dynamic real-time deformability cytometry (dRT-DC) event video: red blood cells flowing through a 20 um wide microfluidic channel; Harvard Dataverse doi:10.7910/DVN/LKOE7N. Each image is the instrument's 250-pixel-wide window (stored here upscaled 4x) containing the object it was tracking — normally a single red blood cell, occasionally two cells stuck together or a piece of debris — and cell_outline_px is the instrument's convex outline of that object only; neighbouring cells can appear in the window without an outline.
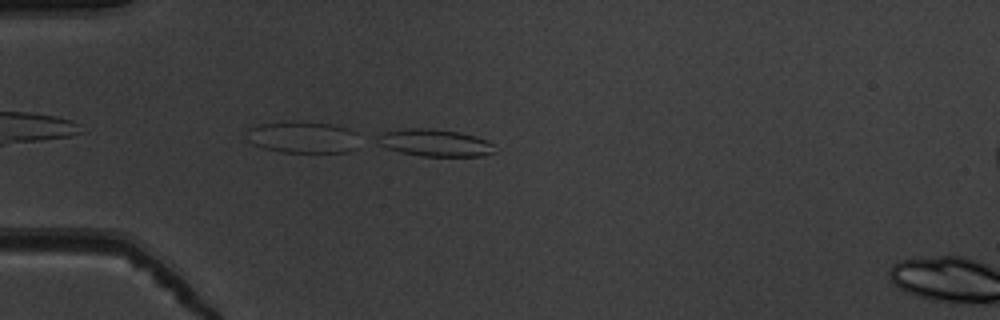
{"species": "common noctule bat (a hibernating species)", "species_latin": "Nyctalus noctula", "temperature_condition": "warm", "stored_images_in_passage": 2, "camera_frame_rate_fps": 3000, "um_per_image_px": 0.085, "animal": {"sex": "male", "body_mass_g": 19.5, "forearm_length_mm": 54.6}, "frame": {"image": 1, "passage_image": 2, "time_ms": 0.333, "image_size_px": [1000, 320], "cell_outline_px": [[496, 152], [484, 156], [420, 156], [400, 152], [376, 144], [376, 136], [380, 132], [412, 128], [428, 128], [460, 132], [476, 136], [488, 140], [496, 144]], "centroid_in_image_um": [36.99, 12.14], "position_along_channel_um": 48.0, "area_um2": 18.96}}